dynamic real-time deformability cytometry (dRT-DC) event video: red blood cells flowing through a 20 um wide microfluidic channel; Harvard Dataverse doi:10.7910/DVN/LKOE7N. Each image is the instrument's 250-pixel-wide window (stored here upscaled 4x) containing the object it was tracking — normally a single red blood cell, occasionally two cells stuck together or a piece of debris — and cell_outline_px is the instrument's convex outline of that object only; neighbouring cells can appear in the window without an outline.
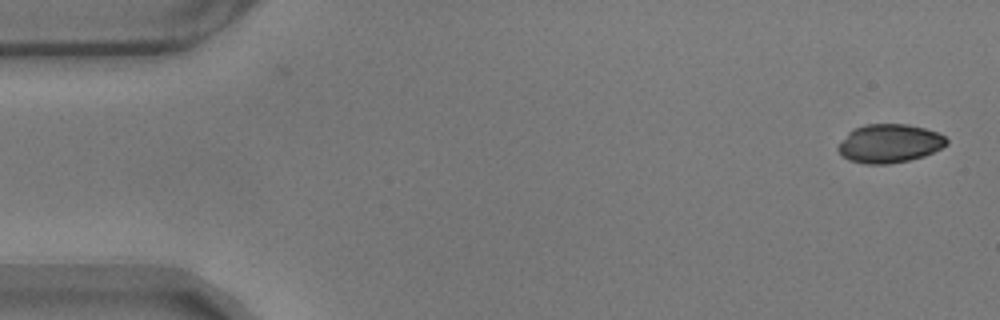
{"species": "common noctule bat (a hibernating species)", "species_latin": "Nyctalus noctula", "temperature_condition": "warm", "stored_images_in_passage": 8, "camera_frame_rate_fps": 3000, "um_per_image_px": 0.085, "animal": {"sex": "male", "body_mass_g": 17.9}, "frame": {"image": 1, "passage_image": 1, "time_ms": 0.0, "image_size_px": [1000, 320], "cell_outline_px": [[948, 144], [924, 156], [908, 160], [888, 164], [864, 164], [848, 160], [840, 156], [836, 148], [848, 132], [852, 128], [864, 124], [908, 124], [924, 128], [936, 132], [944, 136], [948, 140]], "centroid_in_image_um": [75.55, 12.19], "position_along_channel_um": 9.5, "area_um2": 24.57}}